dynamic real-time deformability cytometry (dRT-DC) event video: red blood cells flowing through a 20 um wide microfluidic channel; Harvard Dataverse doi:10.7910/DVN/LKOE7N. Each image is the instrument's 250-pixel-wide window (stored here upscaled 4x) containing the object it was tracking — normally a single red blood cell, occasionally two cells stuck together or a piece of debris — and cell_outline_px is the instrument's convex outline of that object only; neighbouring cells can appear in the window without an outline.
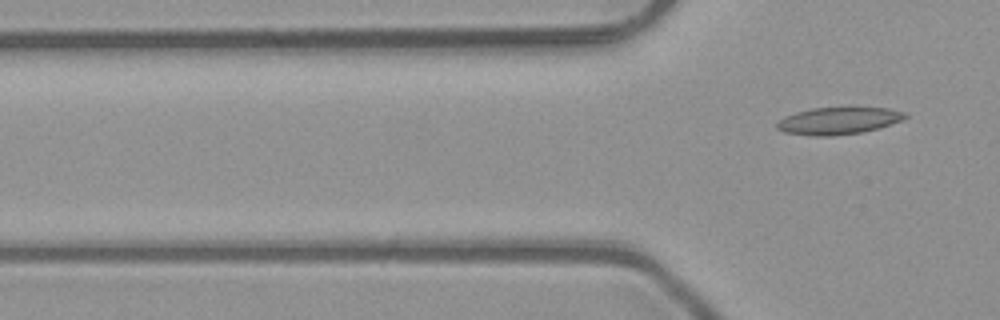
{"species": "common noctule bat (a hibernating species)", "species_latin": "Nyctalus noctula", "temperature_condition": "room temperature", "stored_images_in_passage": 3, "camera_frame_rate_fps": 3000, "um_per_image_px": 0.085, "animal": {"sex": "male", "body_mass_g": 23.1, "forearm_length_mm": 52.7}, "frame": {"image": 1, "passage_image": 3, "time_ms": 0.667, "image_size_px": [1000, 320], "cell_outline_px": [[908, 116], [900, 120], [880, 128], [860, 132], [828, 136], [816, 136], [784, 132], [776, 128], [776, 124], [784, 116], [796, 112], [812, 108], [848, 104], [888, 108], [908, 112]], "centroid_in_image_um": [71.31, 10.2], "position_along_channel_um": 54.5, "area_um2": 21.15}}